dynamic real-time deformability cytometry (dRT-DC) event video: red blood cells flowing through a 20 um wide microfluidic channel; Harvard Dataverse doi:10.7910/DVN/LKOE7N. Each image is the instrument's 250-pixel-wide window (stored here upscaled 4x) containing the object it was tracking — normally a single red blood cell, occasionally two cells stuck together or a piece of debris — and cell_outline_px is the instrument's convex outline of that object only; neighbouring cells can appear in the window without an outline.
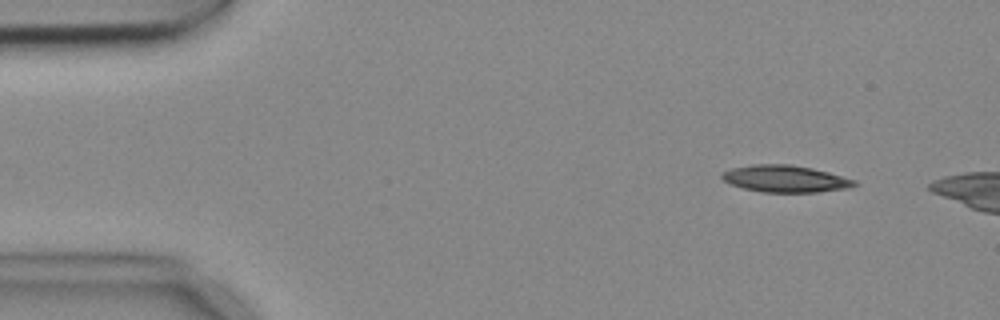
{"species": "common noctule bat (a hibernating species)", "species_latin": "Nyctalus noctula", "temperature_condition": "cold", "stored_images_in_passage": 5, "camera_frame_rate_fps": 3000, "um_per_image_px": 0.085, "animal": {"sex": "female", "body_mass_g": 18.4}, "frame": {"image": 1, "passage_image": 1, "time_ms": 0.0, "image_size_px": [1000, 320], "cell_outline_px": [[856, 184], [848, 188], [816, 192], [760, 192], [744, 188], [732, 184], [724, 180], [720, 176], [724, 172], [732, 168], [752, 164], [788, 164], [812, 168], [828, 172], [856, 180]], "centroid_in_image_um": [66.74, 15.19], "position_along_channel_um": 18.3, "area_um2": 20.58}}
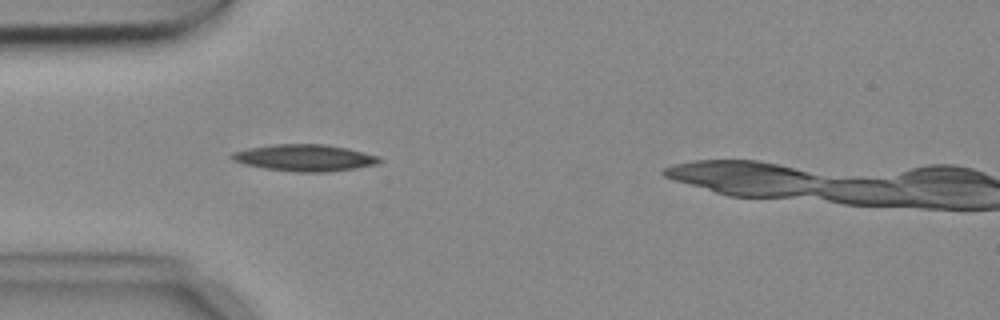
{"frame": {"image": 2, "passage_image": 4, "time_ms": 1.0, "image_size_px": [1000, 320], "cell_outline_px": [[384, 160], [376, 164], [352, 168], [324, 172], [296, 172], [264, 168], [232, 160], [228, 156], [232, 152], [252, 148], [276, 144], [324, 144], [348, 148], [380, 156]], "centroid_in_image_um": [25.93, 13.41], "position_along_channel_um": 59.1, "area_um2": 22.72}}